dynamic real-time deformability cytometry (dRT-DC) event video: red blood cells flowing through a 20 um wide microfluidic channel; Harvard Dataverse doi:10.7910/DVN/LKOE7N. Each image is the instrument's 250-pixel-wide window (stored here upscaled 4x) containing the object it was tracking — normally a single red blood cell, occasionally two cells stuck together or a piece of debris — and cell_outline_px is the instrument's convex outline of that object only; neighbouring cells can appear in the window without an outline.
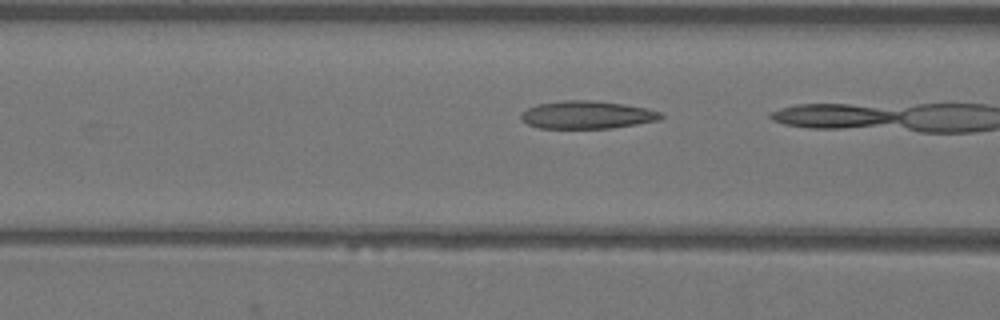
{"species": "Egyptian fruit bat (a non-hibernating species)", "species_latin": "Rousettus aegyptiacus", "temperature_condition": "warm", "stored_images_in_passage": 18, "camera_frame_rate_fps": 3000, "um_per_image_px": 0.085, "animal": {"sex": "female"}, "frame": {"image": 1, "passage_image": 17, "time_ms": 5.333, "image_size_px": [1000, 320], "cell_outline_px": [[664, 116], [660, 120], [612, 128], [536, 128], [528, 124], [520, 116], [520, 112], [536, 104], [564, 100], [592, 100], [624, 104], [648, 108], [660, 112]], "centroid_in_image_um": [49.9, 9.76], "position_along_channel_um": 116.7, "area_um2": 22.77}}